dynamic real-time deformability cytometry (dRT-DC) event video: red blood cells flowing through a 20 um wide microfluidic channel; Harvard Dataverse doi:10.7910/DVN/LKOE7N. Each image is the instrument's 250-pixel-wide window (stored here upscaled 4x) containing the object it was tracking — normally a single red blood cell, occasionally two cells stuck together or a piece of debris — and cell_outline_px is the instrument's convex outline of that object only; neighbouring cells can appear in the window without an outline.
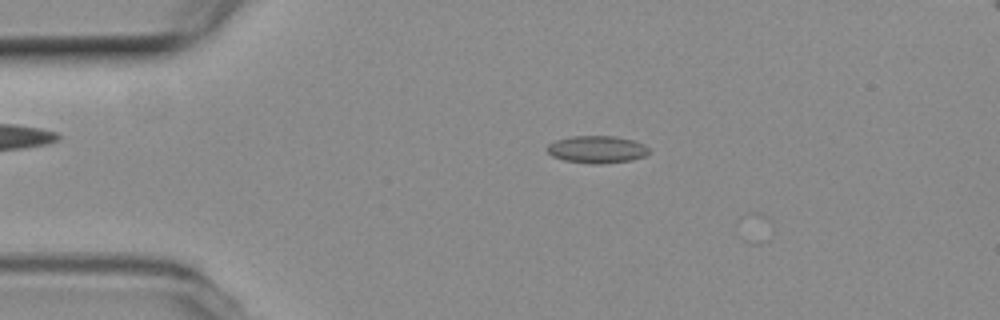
{"species": "common noctule bat (a hibernating species)", "species_latin": "Nyctalus noctula", "temperature_condition": "room temperature", "stored_images_in_passage": 12, "camera_frame_rate_fps": 3000, "um_per_image_px": 0.085, "animal": {"sex": "female", "body_mass_g": 19.3, "forearm_length_mm": 54.1}, "frame": {"image": 1, "passage_image": 9, "time_ms": 2.667, "image_size_px": [1000, 320], "cell_outline_px": [[648, 152], [644, 156], [632, 160], [604, 164], [592, 164], [564, 160], [552, 156], [544, 148], [548, 144], [556, 140], [572, 136], [616, 136], [632, 140], [644, 144], [648, 148]], "centroid_in_image_um": [50.71, 12.7], "position_along_channel_um": 34.3, "area_um2": 16.3}}